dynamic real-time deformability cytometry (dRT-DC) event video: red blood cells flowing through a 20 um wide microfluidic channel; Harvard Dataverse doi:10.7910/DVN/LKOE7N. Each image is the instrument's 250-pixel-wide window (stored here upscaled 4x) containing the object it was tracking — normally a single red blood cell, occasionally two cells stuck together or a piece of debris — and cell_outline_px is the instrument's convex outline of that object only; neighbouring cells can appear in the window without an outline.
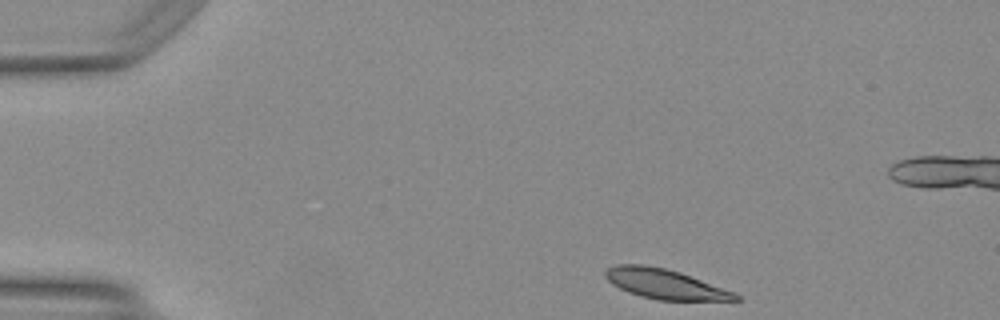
{"species": "Egyptian fruit bat (a non-hibernating species)", "species_latin": "Rousettus aegyptiacus", "temperature_condition": "warm", "stored_images_in_passage": 43, "camera_frame_rate_fps": 3000, "um_per_image_px": 0.085, "animal": {"sex": "female"}, "frame": {"image": 1, "passage_image": 1, "time_ms": 0.0, "image_size_px": [1000, 320], "cell_outline_px": [[740, 300], [656, 300], [628, 292], [612, 284], [604, 276], [604, 272], [608, 268], [616, 264], [644, 264], [664, 268], [680, 272], [732, 292], [740, 296]], "centroid_in_image_um": [56.45, 24.13], "position_along_channel_um": 28.6, "area_um2": 22.25}}
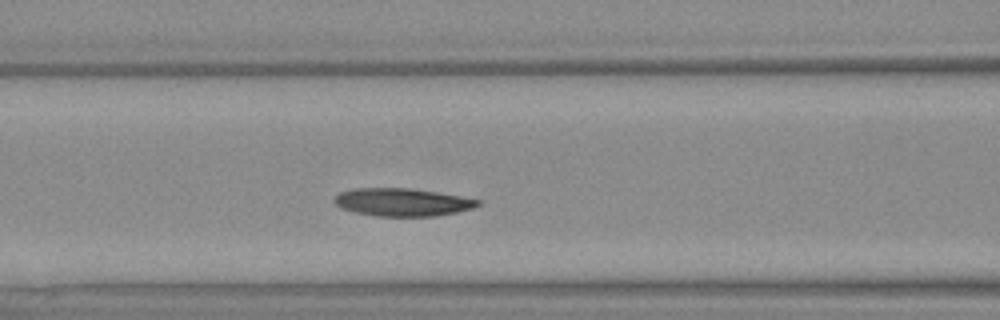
{"frame": {"image": 2, "passage_image": 14, "time_ms": 4.333, "image_size_px": [1000, 320], "cell_outline_px": [[480, 204], [472, 208], [456, 212], [436, 216], [376, 216], [356, 212], [344, 208], [336, 204], [332, 200], [340, 192], [356, 188], [408, 188], [436, 192], [460, 196], [480, 200]], "centroid_in_image_um": [34.2, 17.18], "position_along_channel_um": 132.4, "area_um2": 23.0}}
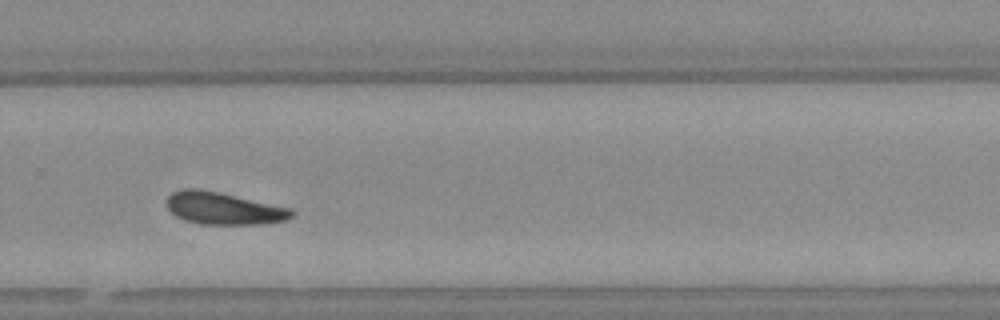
{"frame": {"image": 3, "passage_image": 27, "time_ms": 8.667, "image_size_px": [1000, 320], "cell_outline_px": [[292, 216], [284, 220], [264, 224], [200, 224], [184, 220], [176, 216], [168, 208], [168, 196], [172, 192], [184, 188], [196, 188], [216, 192], [288, 208], [292, 212]], "centroid_in_image_um": [18.93, 17.72], "position_along_channel_um": 310.9, "area_um2": 22.83}, "authors_computed_cell_mechanics": {"area_um2": 23.409, "velocity_mm_per_s": 4.1316, "shape_relaxation_time_tau1_ms": 4.1402, "shape_relaxation_time_tau2_ms": null, "deformation_change_tau1": 0.1213, "deformation_change_tau2": null}}